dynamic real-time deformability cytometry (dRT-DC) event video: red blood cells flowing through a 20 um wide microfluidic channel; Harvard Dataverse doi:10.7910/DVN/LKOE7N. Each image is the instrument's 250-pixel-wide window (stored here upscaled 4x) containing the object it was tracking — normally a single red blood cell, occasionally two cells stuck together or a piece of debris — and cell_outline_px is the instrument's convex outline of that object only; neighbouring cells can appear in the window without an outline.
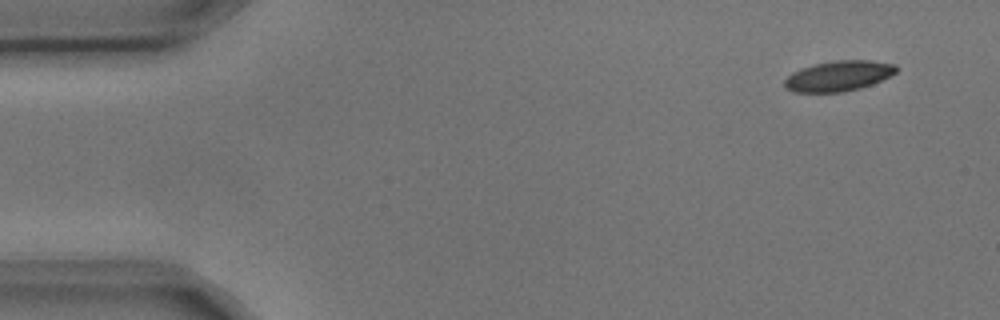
{"species": "common noctule bat (a hibernating species)", "species_latin": "Nyctalus noctula", "temperature_condition": "cold", "stored_images_in_passage": 4, "camera_frame_rate_fps": 3000, "um_per_image_px": 0.085, "animal": {"sex": "male", "body_mass_g": 17.9, "forearm_length_mm": 54.2}, "frame": {"image": 1, "passage_image": 1, "time_ms": 0.0, "image_size_px": [1000, 320], "cell_outline_px": [[900, 68], [896, 72], [872, 84], [860, 88], [844, 92], [792, 92], [784, 88], [784, 80], [792, 72], [800, 68], [812, 64], [836, 60], [872, 60], [896, 64]], "centroid_in_image_um": [71.26, 6.45], "position_along_channel_um": 13.7, "area_um2": 20.0}}